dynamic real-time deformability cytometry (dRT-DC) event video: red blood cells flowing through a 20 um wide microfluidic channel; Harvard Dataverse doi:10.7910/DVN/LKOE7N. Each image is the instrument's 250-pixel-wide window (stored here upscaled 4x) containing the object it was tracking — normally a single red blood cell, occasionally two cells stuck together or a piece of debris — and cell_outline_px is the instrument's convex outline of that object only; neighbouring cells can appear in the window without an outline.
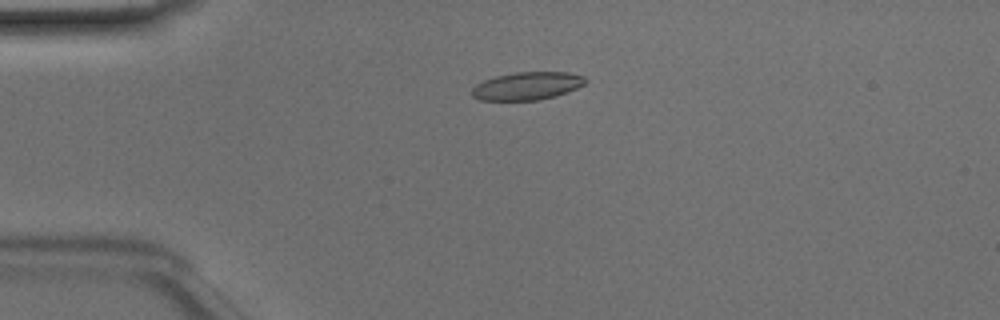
{"species": "Egyptian fruit bat (a non-hibernating species)", "species_latin": "Rousettus aegyptiacus", "temperature_condition": "room temperature", "stored_images_in_passage": 45, "camera_frame_rate_fps": 3000, "um_per_image_px": 0.085, "animal": {"sex": "male"}, "frame": {"image": 1, "passage_image": 8, "time_ms": 2.333, "image_size_px": [1000, 320], "cell_outline_px": [[588, 80], [584, 84], [576, 88], [556, 96], [536, 100], [480, 100], [472, 96], [472, 88], [476, 84], [484, 80], [496, 76], [516, 72], [568, 72], [584, 76]], "centroid_in_image_um": [44.81, 7.3], "position_along_channel_um": 40.2, "area_um2": 18.38}}
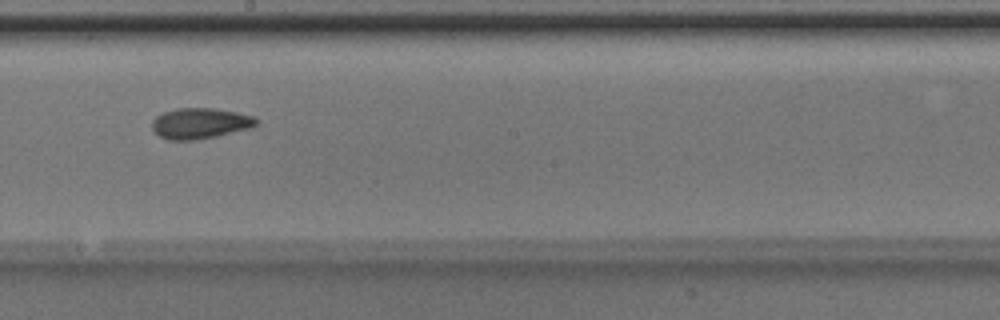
{"frame": {"image": 2, "passage_image": 24, "time_ms": 7.667, "image_size_px": [1000, 320], "cell_outline_px": [[260, 120], [252, 128], [216, 136], [196, 140], [168, 140], [160, 136], [152, 128], [152, 120], [160, 112], [176, 108], [212, 108], [236, 112], [252, 116]], "centroid_in_image_um": [16.99, 10.48], "position_along_channel_um": 231.2, "area_um2": 18.79}}
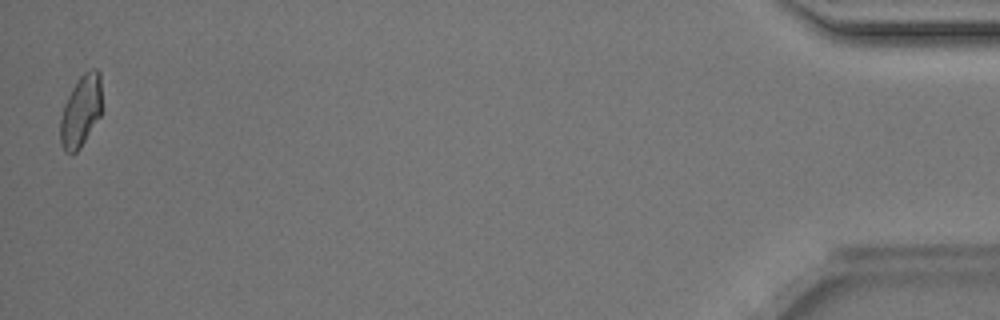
{"frame": {"image": 3, "passage_image": 45, "time_ms": 14.667, "image_size_px": [1000, 320], "cell_outline_px": [[104, 108], [100, 116], [80, 148], [76, 152], [64, 152], [60, 144], [60, 120], [64, 104], [72, 88], [80, 76], [84, 72], [92, 68], [96, 68], [100, 72]], "centroid_in_image_um": [6.91, 9.4], "position_along_channel_um": 428.3, "area_um2": 17.8}, "authors_computed_cell_mechanics": {"area_um2": 18.0336, "velocity_mm_per_s": 4.1202, "shape_relaxation_time_tau1_ms": 4.5783, "shape_relaxation_time_tau2_ms": 1.196, "deformation_change_tau1": 0.1424, "deformation_change_tau2": 0.0654}}